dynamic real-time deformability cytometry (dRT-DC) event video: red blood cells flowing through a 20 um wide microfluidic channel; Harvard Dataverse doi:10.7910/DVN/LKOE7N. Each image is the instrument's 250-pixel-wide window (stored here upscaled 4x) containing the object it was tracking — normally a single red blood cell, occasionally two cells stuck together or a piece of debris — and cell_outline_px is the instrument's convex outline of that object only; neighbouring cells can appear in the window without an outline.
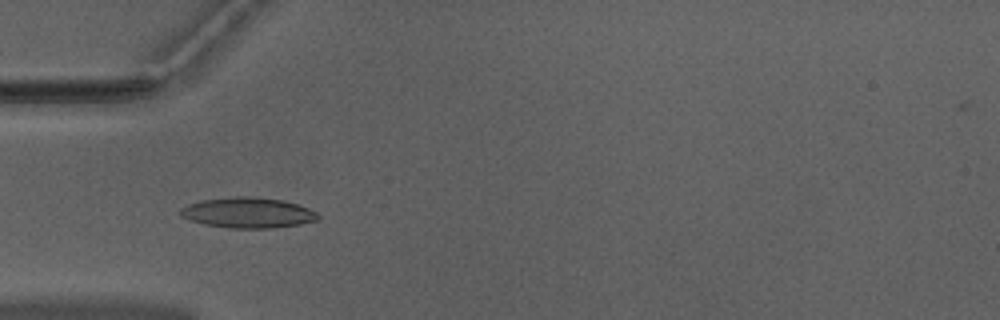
{"species": "Egyptian fruit bat (a non-hibernating species)", "species_latin": "Rousettus aegyptiacus", "temperature_condition": "warm", "stored_images_in_passage": 35, "camera_frame_rate_fps": 3000, "um_per_image_px": 0.085, "animal": {"sex": "male"}, "frame": {"image": 1, "passage_image": 9, "time_ms": 2.667, "image_size_px": [1000, 320], "cell_outline_px": [[320, 216], [316, 220], [300, 224], [276, 228], [232, 228], [204, 224], [180, 216], [180, 208], [188, 204], [200, 200], [236, 196], [252, 196], [284, 200], [308, 208], [316, 212]], "centroid_in_image_um": [21.07, 18.07], "position_along_channel_um": 63.9, "area_um2": 24.45}}
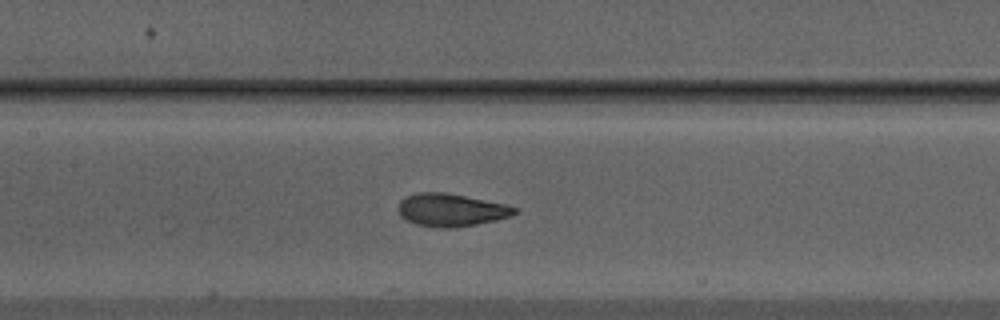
{"frame": {"image": 2, "passage_image": 17, "time_ms": 5.333, "image_size_px": [1000, 320], "cell_outline_px": [[520, 208], [512, 216], [496, 220], [476, 224], [452, 228], [440, 228], [416, 224], [400, 216], [400, 200], [404, 196], [416, 192], [448, 192], [504, 204]], "centroid_in_image_um": [38.35, 17.83], "position_along_channel_um": 169.0, "area_um2": 22.25}}
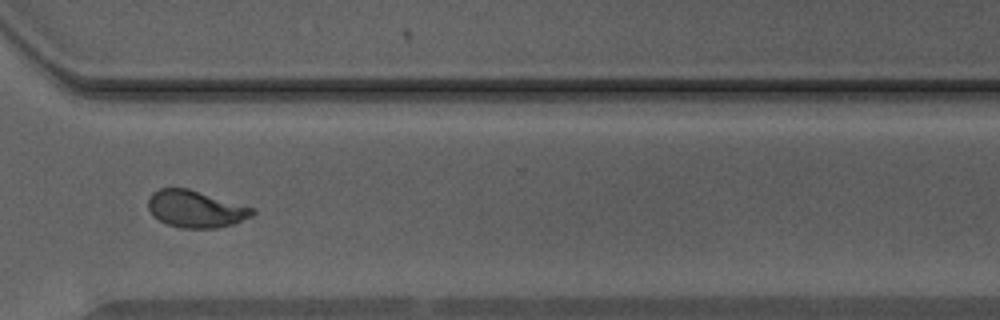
{"frame": {"image": 3, "passage_image": 31, "time_ms": 10.0, "image_size_px": [1000, 320], "cell_outline_px": [[256, 212], [252, 216], [232, 224], [216, 228], [180, 228], [168, 224], [152, 216], [148, 208], [148, 200], [152, 192], [160, 188], [188, 188], [252, 208]], "centroid_in_image_um": [16.58, 17.77], "position_along_channel_um": 354.0, "area_um2": 22.25}, "authors_computed_cell_mechanics": {"area_um2": 22.1952, "velocity_mm_per_s": 3.9711, "shape_relaxation_time_tau1_ms": 4.7035, "shape_relaxation_time_tau2_ms": 0.6996, "deformation_change_tau1": 0.1787, "deformation_change_tau2": 0.0642}}